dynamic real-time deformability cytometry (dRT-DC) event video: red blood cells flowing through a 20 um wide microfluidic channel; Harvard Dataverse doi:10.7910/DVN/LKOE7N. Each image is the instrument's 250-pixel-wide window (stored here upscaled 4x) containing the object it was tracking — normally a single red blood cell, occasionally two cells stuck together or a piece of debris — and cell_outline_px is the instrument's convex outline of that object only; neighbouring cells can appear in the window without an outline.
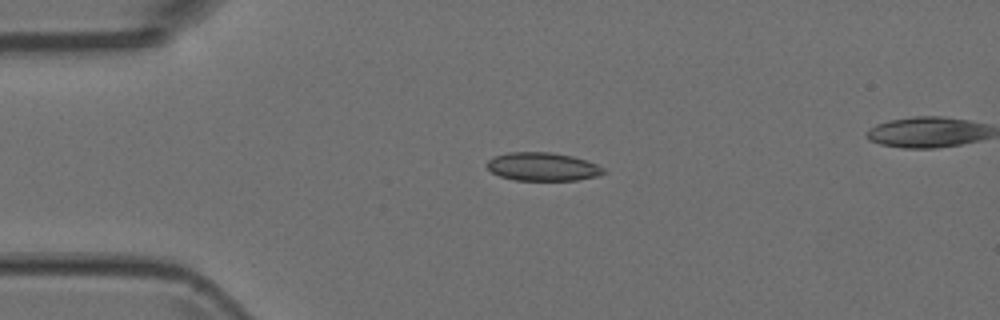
{"species": "Egyptian fruit bat (a non-hibernating species)", "species_latin": "Rousettus aegyptiacus", "temperature_condition": "room temperature", "stored_images_in_passage": 8, "camera_frame_rate_fps": 3000, "um_per_image_px": 0.085, "animal": {"sex": "female"}, "frame": {"image": 1, "passage_image": 4, "time_ms": 1.0, "image_size_px": [1000, 320], "cell_outline_px": [[608, 172], [596, 176], [576, 180], [516, 180], [500, 176], [492, 172], [484, 164], [492, 156], [508, 152], [548, 152], [572, 156], [596, 164], [604, 168]], "centroid_in_image_um": [46.09, 14.16], "position_along_channel_um": 38.9, "area_um2": 19.25}}
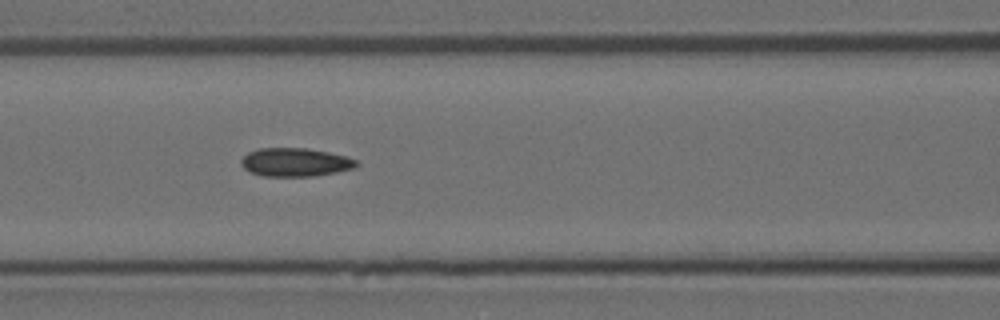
{"frame": {"image": 2, "passage_image": 7, "time_ms": 2.0, "image_size_px": [1000, 320], "cell_outline_px": [[360, 164], [352, 168], [336, 172], [312, 176], [264, 176], [252, 172], [244, 168], [240, 164], [240, 160], [248, 152], [260, 148], [308, 148], [348, 156], [356, 160]], "centroid_in_image_um": [25.1, 13.78], "position_along_channel_um": 141.5, "area_um2": 19.07}}
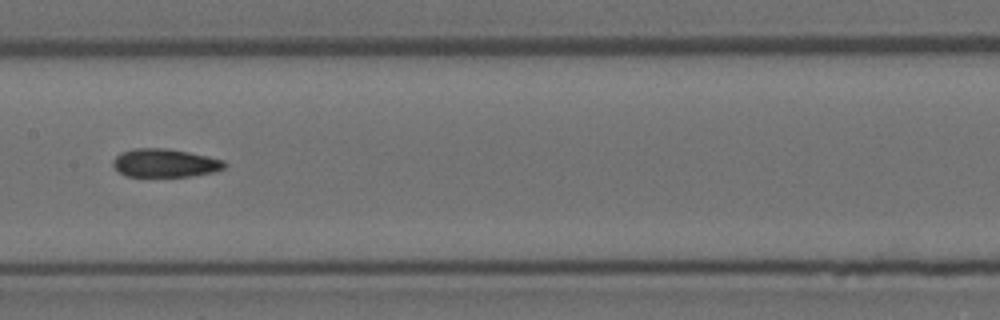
{"frame": {"image": 3, "passage_image": 8, "time_ms": 2.333, "image_size_px": [1000, 320], "cell_outline_px": [[228, 164], [224, 168], [216, 172], [192, 176], [124, 176], [112, 164], [112, 160], [120, 152], [136, 148], [168, 148], [208, 156], [224, 160]], "centroid_in_image_um": [14.05, 13.85], "position_along_channel_um": 193.4, "area_um2": 18.55}}